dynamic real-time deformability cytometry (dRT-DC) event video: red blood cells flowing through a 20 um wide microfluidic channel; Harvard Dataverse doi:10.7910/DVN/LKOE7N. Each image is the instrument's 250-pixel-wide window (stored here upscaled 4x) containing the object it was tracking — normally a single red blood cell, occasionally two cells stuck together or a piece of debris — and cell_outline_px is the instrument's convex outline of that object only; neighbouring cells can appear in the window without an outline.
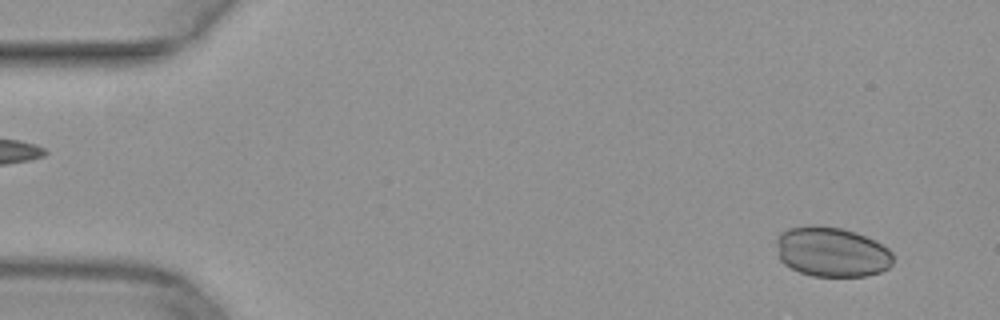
{"species": "common noctule bat (a hibernating species)", "species_latin": "Nyctalus noctula", "temperature_condition": "warm", "stored_images_in_passage": 49, "camera_frame_rate_fps": 3000, "um_per_image_px": 0.085, "animal": {"sex": "female", "body_mass_g": 29.2, "forearm_length_mm": 56.3}, "frame": {"image": 1, "passage_image": 3, "time_ms": 0.667, "image_size_px": [1000, 320], "cell_outline_px": [[892, 264], [888, 268], [880, 272], [868, 276], [812, 276], [800, 272], [784, 264], [780, 260], [776, 244], [776, 240], [780, 232], [788, 228], [808, 224], [816, 224], [840, 228], [856, 232], [888, 248], [892, 252]], "centroid_in_image_um": [70.67, 21.4], "position_along_channel_um": 14.3, "area_um2": 34.1}}